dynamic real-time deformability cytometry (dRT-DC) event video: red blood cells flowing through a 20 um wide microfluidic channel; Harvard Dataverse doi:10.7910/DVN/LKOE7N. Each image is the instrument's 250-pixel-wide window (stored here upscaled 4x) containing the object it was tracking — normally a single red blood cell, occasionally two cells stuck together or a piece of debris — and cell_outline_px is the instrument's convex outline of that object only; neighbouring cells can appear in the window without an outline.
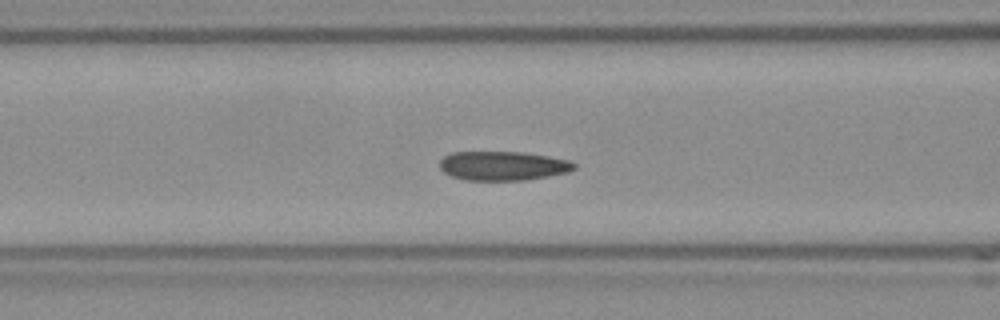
{"species": "Egyptian fruit bat (a non-hibernating species)", "species_latin": "Rousettus aegyptiacus", "temperature_condition": "room temperature", "stored_images_in_passage": 29, "camera_frame_rate_fps": 3000, "um_per_image_px": 0.085, "frame": {"image": 1, "passage_image": 5, "time_ms": 1.333, "image_size_px": [1000, 320], "cell_outline_px": [[576, 168], [568, 172], [524, 180], [464, 180], [452, 176], [444, 172], [440, 168], [440, 160], [444, 156], [452, 152], [524, 152], [548, 156], [568, 160], [576, 164]], "centroid_in_image_um": [42.73, 14.09], "position_along_channel_um": 123.9, "area_um2": 22.77}}